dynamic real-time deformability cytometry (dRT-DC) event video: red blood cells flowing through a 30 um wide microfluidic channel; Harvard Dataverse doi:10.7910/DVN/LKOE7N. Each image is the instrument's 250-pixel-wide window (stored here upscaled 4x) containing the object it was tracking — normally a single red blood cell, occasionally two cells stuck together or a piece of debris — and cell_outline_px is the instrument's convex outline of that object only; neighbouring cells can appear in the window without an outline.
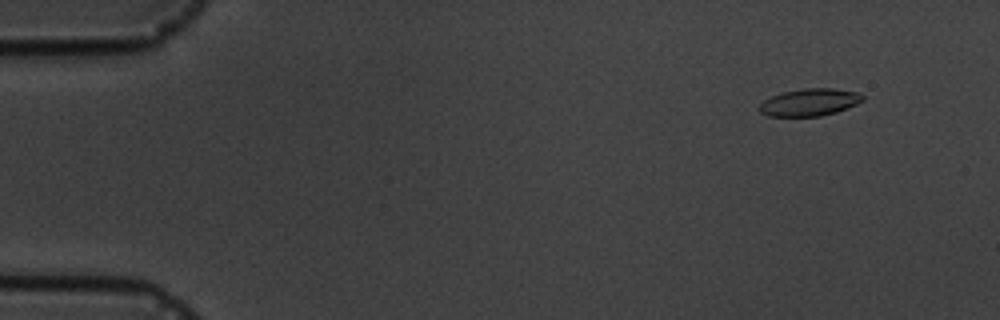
{"species": "common noctule bat (a hibernating species)", "species_latin": "Nyctalus noctula", "temperature_condition": "cold", "stored_images_in_passage": 3, "camera_frame_rate_fps": 3000, "um_per_image_px": 0.085, "animal": {"sex": "male", "body_mass_g": 19.5, "forearm_length_mm": 54.6}, "frame": {"image": 1, "passage_image": 1, "time_ms": 0.0, "image_size_px": [1000, 320], "cell_outline_px": [[864, 100], [856, 104], [836, 112], [820, 116], [768, 116], [760, 112], [756, 108], [764, 100], [772, 96], [784, 92], [804, 88], [832, 88], [856, 92], [864, 96]], "centroid_in_image_um": [68.79, 8.7], "position_along_channel_um": 16.2, "area_um2": 16.36}}